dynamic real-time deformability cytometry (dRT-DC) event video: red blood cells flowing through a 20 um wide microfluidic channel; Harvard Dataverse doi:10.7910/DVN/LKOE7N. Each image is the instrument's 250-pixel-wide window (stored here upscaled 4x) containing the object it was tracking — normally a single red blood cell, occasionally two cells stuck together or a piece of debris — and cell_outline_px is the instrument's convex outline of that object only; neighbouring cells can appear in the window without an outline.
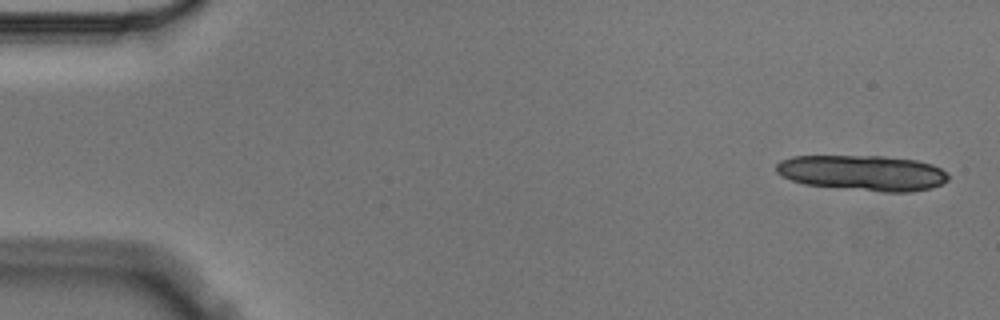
{"species": "Egyptian fruit bat (a non-hibernating species)", "species_latin": "Rousettus aegyptiacus", "temperature_condition": "cold", "stored_images_in_passage": 4, "camera_frame_rate_fps": 3000, "um_per_image_px": 0.085, "animal": {"sex": "male"}, "frame": {"image": 1, "passage_image": 1, "time_ms": 0.0, "image_size_px": [1000, 320], "cell_outline_px": [[948, 180], [932, 188], [912, 192], [884, 192], [804, 184], [780, 176], [776, 172], [776, 164], [780, 160], [792, 156], [884, 156], [916, 160], [932, 164], [948, 172]], "centroid_in_image_um": [73.34, 14.69], "position_along_channel_um": 11.7, "area_um2": 35.72}}